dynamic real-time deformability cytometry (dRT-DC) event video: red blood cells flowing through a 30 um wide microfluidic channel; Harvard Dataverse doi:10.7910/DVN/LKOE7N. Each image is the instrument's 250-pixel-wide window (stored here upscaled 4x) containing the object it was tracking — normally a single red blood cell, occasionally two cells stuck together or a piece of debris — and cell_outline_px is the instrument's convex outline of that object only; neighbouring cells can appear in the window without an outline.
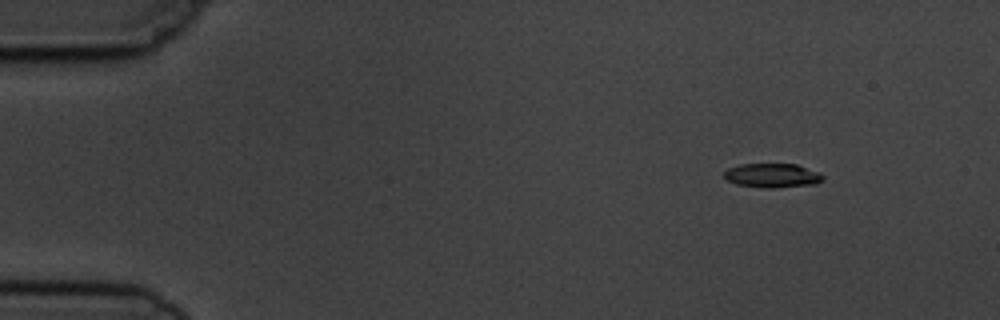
{"species": "common noctule bat (a hibernating species)", "species_latin": "Nyctalus noctula", "temperature_condition": "cold", "stored_images_in_passage": 6, "camera_frame_rate_fps": 3000, "um_per_image_px": 0.085, "animal": {"sex": "male", "body_mass_g": 19.5, "forearm_length_mm": 54.6}, "frame": {"image": 1, "passage_image": 2, "time_ms": 1.0, "image_size_px": [1000, 320], "cell_outline_px": [[824, 180], [816, 184], [772, 188], [760, 188], [736, 184], [728, 180], [724, 176], [724, 172], [728, 168], [740, 164], [796, 164], [820, 172], [824, 176]], "centroid_in_image_um": [65.67, 14.92], "position_along_channel_um": 19.3, "area_um2": 14.05}}
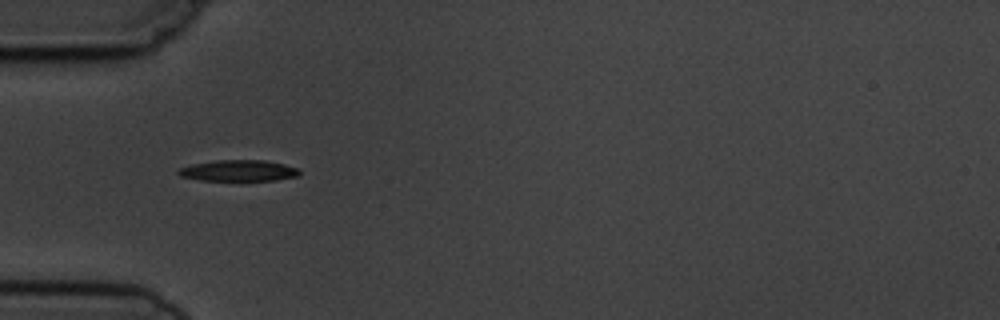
{"frame": {"image": 2, "passage_image": 5, "time_ms": 4.667, "image_size_px": [1000, 320], "cell_outline_px": [[300, 176], [276, 180], [200, 180], [180, 176], [176, 172], [180, 168], [192, 164], [216, 160], [264, 160], [284, 164], [300, 168]], "centroid_in_image_um": [20.32, 14.5], "position_along_channel_um": 64.7, "area_um2": 14.97}}
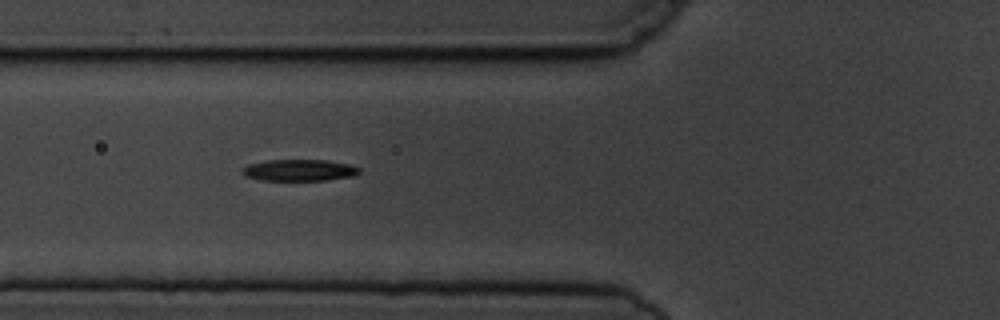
{"frame": {"image": 3, "passage_image": 6, "time_ms": 5.667, "image_size_px": [1000, 320], "cell_outline_px": [[360, 172], [356, 176], [328, 180], [260, 180], [244, 176], [240, 172], [248, 164], [268, 160], [328, 160], [348, 164], [360, 168]], "centroid_in_image_um": [25.45, 14.47], "position_along_channel_um": 100.3, "area_um2": 14.8}}